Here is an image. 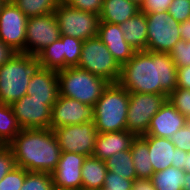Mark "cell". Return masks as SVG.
Returning a JSON list of instances; mask_svg holds the SVG:
<instances>
[{"mask_svg": "<svg viewBox=\"0 0 190 190\" xmlns=\"http://www.w3.org/2000/svg\"><path fill=\"white\" fill-rule=\"evenodd\" d=\"M172 0H145L140 11L144 13H162L168 10Z\"/></svg>", "mask_w": 190, "mask_h": 190, "instance_id": "ab89813d", "label": "cell"}, {"mask_svg": "<svg viewBox=\"0 0 190 190\" xmlns=\"http://www.w3.org/2000/svg\"><path fill=\"white\" fill-rule=\"evenodd\" d=\"M167 12L179 23L190 19V0H172Z\"/></svg>", "mask_w": 190, "mask_h": 190, "instance_id": "d590c367", "label": "cell"}, {"mask_svg": "<svg viewBox=\"0 0 190 190\" xmlns=\"http://www.w3.org/2000/svg\"><path fill=\"white\" fill-rule=\"evenodd\" d=\"M167 99L183 116L190 118V90L176 87Z\"/></svg>", "mask_w": 190, "mask_h": 190, "instance_id": "1f68e13d", "label": "cell"}, {"mask_svg": "<svg viewBox=\"0 0 190 190\" xmlns=\"http://www.w3.org/2000/svg\"><path fill=\"white\" fill-rule=\"evenodd\" d=\"M50 173L28 171L20 190H53Z\"/></svg>", "mask_w": 190, "mask_h": 190, "instance_id": "4dcf8cb0", "label": "cell"}, {"mask_svg": "<svg viewBox=\"0 0 190 190\" xmlns=\"http://www.w3.org/2000/svg\"><path fill=\"white\" fill-rule=\"evenodd\" d=\"M56 100H37L24 95L11 107L22 129H48L51 123L52 106Z\"/></svg>", "mask_w": 190, "mask_h": 190, "instance_id": "8fae6325", "label": "cell"}, {"mask_svg": "<svg viewBox=\"0 0 190 190\" xmlns=\"http://www.w3.org/2000/svg\"><path fill=\"white\" fill-rule=\"evenodd\" d=\"M129 92L119 83H109L94 105V124L98 133L127 130Z\"/></svg>", "mask_w": 190, "mask_h": 190, "instance_id": "277c9868", "label": "cell"}, {"mask_svg": "<svg viewBox=\"0 0 190 190\" xmlns=\"http://www.w3.org/2000/svg\"><path fill=\"white\" fill-rule=\"evenodd\" d=\"M8 0H0V11L2 10L3 6L6 4Z\"/></svg>", "mask_w": 190, "mask_h": 190, "instance_id": "c3c4849f", "label": "cell"}, {"mask_svg": "<svg viewBox=\"0 0 190 190\" xmlns=\"http://www.w3.org/2000/svg\"><path fill=\"white\" fill-rule=\"evenodd\" d=\"M187 121L188 119L167 99L159 111L152 117L147 133L142 136H156L170 139Z\"/></svg>", "mask_w": 190, "mask_h": 190, "instance_id": "e0dca14e", "label": "cell"}, {"mask_svg": "<svg viewBox=\"0 0 190 190\" xmlns=\"http://www.w3.org/2000/svg\"><path fill=\"white\" fill-rule=\"evenodd\" d=\"M28 18L47 15L57 9L60 0H11Z\"/></svg>", "mask_w": 190, "mask_h": 190, "instance_id": "f1b7e54d", "label": "cell"}, {"mask_svg": "<svg viewBox=\"0 0 190 190\" xmlns=\"http://www.w3.org/2000/svg\"><path fill=\"white\" fill-rule=\"evenodd\" d=\"M123 35L124 32L121 30L120 25L100 22L97 36L106 45L120 66L127 63L136 52V50L125 41Z\"/></svg>", "mask_w": 190, "mask_h": 190, "instance_id": "ac0fdd59", "label": "cell"}, {"mask_svg": "<svg viewBox=\"0 0 190 190\" xmlns=\"http://www.w3.org/2000/svg\"><path fill=\"white\" fill-rule=\"evenodd\" d=\"M181 40L190 41V19L180 23Z\"/></svg>", "mask_w": 190, "mask_h": 190, "instance_id": "ee69618b", "label": "cell"}, {"mask_svg": "<svg viewBox=\"0 0 190 190\" xmlns=\"http://www.w3.org/2000/svg\"><path fill=\"white\" fill-rule=\"evenodd\" d=\"M183 190H190V172H185Z\"/></svg>", "mask_w": 190, "mask_h": 190, "instance_id": "f6af8a7d", "label": "cell"}, {"mask_svg": "<svg viewBox=\"0 0 190 190\" xmlns=\"http://www.w3.org/2000/svg\"><path fill=\"white\" fill-rule=\"evenodd\" d=\"M177 87L190 90V66L177 68Z\"/></svg>", "mask_w": 190, "mask_h": 190, "instance_id": "60d3db41", "label": "cell"}, {"mask_svg": "<svg viewBox=\"0 0 190 190\" xmlns=\"http://www.w3.org/2000/svg\"><path fill=\"white\" fill-rule=\"evenodd\" d=\"M36 57L42 68L60 71L65 69V57L63 54V41L59 38L40 51Z\"/></svg>", "mask_w": 190, "mask_h": 190, "instance_id": "4316f807", "label": "cell"}, {"mask_svg": "<svg viewBox=\"0 0 190 190\" xmlns=\"http://www.w3.org/2000/svg\"><path fill=\"white\" fill-rule=\"evenodd\" d=\"M7 146L13 152L16 166L32 172L51 174L62 153L50 128L22 129Z\"/></svg>", "mask_w": 190, "mask_h": 190, "instance_id": "7a4b0ae2", "label": "cell"}, {"mask_svg": "<svg viewBox=\"0 0 190 190\" xmlns=\"http://www.w3.org/2000/svg\"><path fill=\"white\" fill-rule=\"evenodd\" d=\"M170 140L177 149L190 152V122L187 121L182 128L172 135Z\"/></svg>", "mask_w": 190, "mask_h": 190, "instance_id": "8d00e7d4", "label": "cell"}, {"mask_svg": "<svg viewBox=\"0 0 190 190\" xmlns=\"http://www.w3.org/2000/svg\"><path fill=\"white\" fill-rule=\"evenodd\" d=\"M118 83L129 93L168 96L177 87V68L169 53L136 51L121 66Z\"/></svg>", "mask_w": 190, "mask_h": 190, "instance_id": "6da1fadb", "label": "cell"}, {"mask_svg": "<svg viewBox=\"0 0 190 190\" xmlns=\"http://www.w3.org/2000/svg\"><path fill=\"white\" fill-rule=\"evenodd\" d=\"M41 68L34 55L16 53L0 67V103L12 104L26 95L32 76Z\"/></svg>", "mask_w": 190, "mask_h": 190, "instance_id": "3957f363", "label": "cell"}, {"mask_svg": "<svg viewBox=\"0 0 190 190\" xmlns=\"http://www.w3.org/2000/svg\"><path fill=\"white\" fill-rule=\"evenodd\" d=\"M17 52L0 39V67L10 60Z\"/></svg>", "mask_w": 190, "mask_h": 190, "instance_id": "b9f144b4", "label": "cell"}, {"mask_svg": "<svg viewBox=\"0 0 190 190\" xmlns=\"http://www.w3.org/2000/svg\"><path fill=\"white\" fill-rule=\"evenodd\" d=\"M59 95L94 106L109 82L79 67H68L57 72Z\"/></svg>", "mask_w": 190, "mask_h": 190, "instance_id": "5b68a950", "label": "cell"}, {"mask_svg": "<svg viewBox=\"0 0 190 190\" xmlns=\"http://www.w3.org/2000/svg\"><path fill=\"white\" fill-rule=\"evenodd\" d=\"M140 11V7L130 0H103L100 22L120 25Z\"/></svg>", "mask_w": 190, "mask_h": 190, "instance_id": "7402d4cb", "label": "cell"}, {"mask_svg": "<svg viewBox=\"0 0 190 190\" xmlns=\"http://www.w3.org/2000/svg\"><path fill=\"white\" fill-rule=\"evenodd\" d=\"M124 32L123 38L136 51L147 50V20L146 14L138 11L126 22L120 24Z\"/></svg>", "mask_w": 190, "mask_h": 190, "instance_id": "44dd1931", "label": "cell"}, {"mask_svg": "<svg viewBox=\"0 0 190 190\" xmlns=\"http://www.w3.org/2000/svg\"><path fill=\"white\" fill-rule=\"evenodd\" d=\"M79 190H95V189L80 188Z\"/></svg>", "mask_w": 190, "mask_h": 190, "instance_id": "681fc988", "label": "cell"}, {"mask_svg": "<svg viewBox=\"0 0 190 190\" xmlns=\"http://www.w3.org/2000/svg\"><path fill=\"white\" fill-rule=\"evenodd\" d=\"M28 17L8 0L0 11V39L17 53H25Z\"/></svg>", "mask_w": 190, "mask_h": 190, "instance_id": "4fadbf2b", "label": "cell"}, {"mask_svg": "<svg viewBox=\"0 0 190 190\" xmlns=\"http://www.w3.org/2000/svg\"><path fill=\"white\" fill-rule=\"evenodd\" d=\"M136 136L127 130L110 133H98L95 140L93 157L107 160L114 154L130 150Z\"/></svg>", "mask_w": 190, "mask_h": 190, "instance_id": "d6986e66", "label": "cell"}, {"mask_svg": "<svg viewBox=\"0 0 190 190\" xmlns=\"http://www.w3.org/2000/svg\"><path fill=\"white\" fill-rule=\"evenodd\" d=\"M176 68L190 66V41L179 40L170 51Z\"/></svg>", "mask_w": 190, "mask_h": 190, "instance_id": "836d02e7", "label": "cell"}, {"mask_svg": "<svg viewBox=\"0 0 190 190\" xmlns=\"http://www.w3.org/2000/svg\"><path fill=\"white\" fill-rule=\"evenodd\" d=\"M27 172L26 169L15 166L0 181V190H20Z\"/></svg>", "mask_w": 190, "mask_h": 190, "instance_id": "d6a6232c", "label": "cell"}, {"mask_svg": "<svg viewBox=\"0 0 190 190\" xmlns=\"http://www.w3.org/2000/svg\"><path fill=\"white\" fill-rule=\"evenodd\" d=\"M65 2L74 8L97 15H100L103 6V0H65Z\"/></svg>", "mask_w": 190, "mask_h": 190, "instance_id": "f35d334b", "label": "cell"}, {"mask_svg": "<svg viewBox=\"0 0 190 190\" xmlns=\"http://www.w3.org/2000/svg\"><path fill=\"white\" fill-rule=\"evenodd\" d=\"M131 2H134L137 6L141 7L145 0H130Z\"/></svg>", "mask_w": 190, "mask_h": 190, "instance_id": "7dc6e473", "label": "cell"}, {"mask_svg": "<svg viewBox=\"0 0 190 190\" xmlns=\"http://www.w3.org/2000/svg\"><path fill=\"white\" fill-rule=\"evenodd\" d=\"M147 20V50L157 53H170L181 39L180 23L167 11L145 13Z\"/></svg>", "mask_w": 190, "mask_h": 190, "instance_id": "ba28073f", "label": "cell"}, {"mask_svg": "<svg viewBox=\"0 0 190 190\" xmlns=\"http://www.w3.org/2000/svg\"><path fill=\"white\" fill-rule=\"evenodd\" d=\"M184 171L190 172V152L187 153L184 160Z\"/></svg>", "mask_w": 190, "mask_h": 190, "instance_id": "bcb514c9", "label": "cell"}, {"mask_svg": "<svg viewBox=\"0 0 190 190\" xmlns=\"http://www.w3.org/2000/svg\"><path fill=\"white\" fill-rule=\"evenodd\" d=\"M167 95L149 93H129L127 111V131L136 137L145 135L152 117L167 100Z\"/></svg>", "mask_w": 190, "mask_h": 190, "instance_id": "9c48e42d", "label": "cell"}, {"mask_svg": "<svg viewBox=\"0 0 190 190\" xmlns=\"http://www.w3.org/2000/svg\"><path fill=\"white\" fill-rule=\"evenodd\" d=\"M60 35L59 24L54 12L28 18L25 54L36 56L45 47L59 39Z\"/></svg>", "mask_w": 190, "mask_h": 190, "instance_id": "7c38bea8", "label": "cell"}, {"mask_svg": "<svg viewBox=\"0 0 190 190\" xmlns=\"http://www.w3.org/2000/svg\"><path fill=\"white\" fill-rule=\"evenodd\" d=\"M16 166L13 152L8 146L0 147V181Z\"/></svg>", "mask_w": 190, "mask_h": 190, "instance_id": "74e56055", "label": "cell"}, {"mask_svg": "<svg viewBox=\"0 0 190 190\" xmlns=\"http://www.w3.org/2000/svg\"><path fill=\"white\" fill-rule=\"evenodd\" d=\"M21 130L11 105L0 103V143L7 146Z\"/></svg>", "mask_w": 190, "mask_h": 190, "instance_id": "484cf974", "label": "cell"}, {"mask_svg": "<svg viewBox=\"0 0 190 190\" xmlns=\"http://www.w3.org/2000/svg\"><path fill=\"white\" fill-rule=\"evenodd\" d=\"M132 190H155L151 179H135Z\"/></svg>", "mask_w": 190, "mask_h": 190, "instance_id": "7bdbcfd3", "label": "cell"}, {"mask_svg": "<svg viewBox=\"0 0 190 190\" xmlns=\"http://www.w3.org/2000/svg\"><path fill=\"white\" fill-rule=\"evenodd\" d=\"M60 34L85 41L98 35L100 17L97 14L74 8L61 1L54 11Z\"/></svg>", "mask_w": 190, "mask_h": 190, "instance_id": "52a82bcc", "label": "cell"}, {"mask_svg": "<svg viewBox=\"0 0 190 190\" xmlns=\"http://www.w3.org/2000/svg\"><path fill=\"white\" fill-rule=\"evenodd\" d=\"M185 171L173 166L153 173L151 181L155 190H183Z\"/></svg>", "mask_w": 190, "mask_h": 190, "instance_id": "d4e9b609", "label": "cell"}, {"mask_svg": "<svg viewBox=\"0 0 190 190\" xmlns=\"http://www.w3.org/2000/svg\"><path fill=\"white\" fill-rule=\"evenodd\" d=\"M148 144L150 162L154 173L175 167L184 170V160L188 152L177 149L170 139L156 136H140Z\"/></svg>", "mask_w": 190, "mask_h": 190, "instance_id": "9a60e30c", "label": "cell"}, {"mask_svg": "<svg viewBox=\"0 0 190 190\" xmlns=\"http://www.w3.org/2000/svg\"><path fill=\"white\" fill-rule=\"evenodd\" d=\"M94 121V106L58 95L51 111L50 129Z\"/></svg>", "mask_w": 190, "mask_h": 190, "instance_id": "5bb4252c", "label": "cell"}, {"mask_svg": "<svg viewBox=\"0 0 190 190\" xmlns=\"http://www.w3.org/2000/svg\"><path fill=\"white\" fill-rule=\"evenodd\" d=\"M108 171H112L122 178L137 179L130 150L121 151L105 160Z\"/></svg>", "mask_w": 190, "mask_h": 190, "instance_id": "83f0119b", "label": "cell"}, {"mask_svg": "<svg viewBox=\"0 0 190 190\" xmlns=\"http://www.w3.org/2000/svg\"><path fill=\"white\" fill-rule=\"evenodd\" d=\"M86 156L62 152L57 167L51 173L53 186L59 190H79L82 188L81 170Z\"/></svg>", "mask_w": 190, "mask_h": 190, "instance_id": "2e32d148", "label": "cell"}, {"mask_svg": "<svg viewBox=\"0 0 190 190\" xmlns=\"http://www.w3.org/2000/svg\"><path fill=\"white\" fill-rule=\"evenodd\" d=\"M137 179H151L154 170L150 162L148 144L139 136L130 147Z\"/></svg>", "mask_w": 190, "mask_h": 190, "instance_id": "cb8c5ba5", "label": "cell"}, {"mask_svg": "<svg viewBox=\"0 0 190 190\" xmlns=\"http://www.w3.org/2000/svg\"><path fill=\"white\" fill-rule=\"evenodd\" d=\"M53 131L62 152H73L86 157L93 155L98 134L94 121L61 126Z\"/></svg>", "mask_w": 190, "mask_h": 190, "instance_id": "30bf717a", "label": "cell"}, {"mask_svg": "<svg viewBox=\"0 0 190 190\" xmlns=\"http://www.w3.org/2000/svg\"><path fill=\"white\" fill-rule=\"evenodd\" d=\"M77 67L109 83H118L121 74V66L98 36L83 41L81 58Z\"/></svg>", "mask_w": 190, "mask_h": 190, "instance_id": "8992f818", "label": "cell"}, {"mask_svg": "<svg viewBox=\"0 0 190 190\" xmlns=\"http://www.w3.org/2000/svg\"><path fill=\"white\" fill-rule=\"evenodd\" d=\"M63 41V54L65 57V68L76 67L81 58L83 41L78 38L60 35Z\"/></svg>", "mask_w": 190, "mask_h": 190, "instance_id": "f546056e", "label": "cell"}, {"mask_svg": "<svg viewBox=\"0 0 190 190\" xmlns=\"http://www.w3.org/2000/svg\"><path fill=\"white\" fill-rule=\"evenodd\" d=\"M105 161L93 156L86 157L82 170V188L101 190L107 174Z\"/></svg>", "mask_w": 190, "mask_h": 190, "instance_id": "603a6c76", "label": "cell"}, {"mask_svg": "<svg viewBox=\"0 0 190 190\" xmlns=\"http://www.w3.org/2000/svg\"><path fill=\"white\" fill-rule=\"evenodd\" d=\"M26 95H30L37 100H57L59 95L57 71L41 67L31 77Z\"/></svg>", "mask_w": 190, "mask_h": 190, "instance_id": "ffe728a7", "label": "cell"}, {"mask_svg": "<svg viewBox=\"0 0 190 190\" xmlns=\"http://www.w3.org/2000/svg\"><path fill=\"white\" fill-rule=\"evenodd\" d=\"M133 180L122 178L112 171H107L101 190H132Z\"/></svg>", "mask_w": 190, "mask_h": 190, "instance_id": "e575fe53", "label": "cell"}]
</instances>
